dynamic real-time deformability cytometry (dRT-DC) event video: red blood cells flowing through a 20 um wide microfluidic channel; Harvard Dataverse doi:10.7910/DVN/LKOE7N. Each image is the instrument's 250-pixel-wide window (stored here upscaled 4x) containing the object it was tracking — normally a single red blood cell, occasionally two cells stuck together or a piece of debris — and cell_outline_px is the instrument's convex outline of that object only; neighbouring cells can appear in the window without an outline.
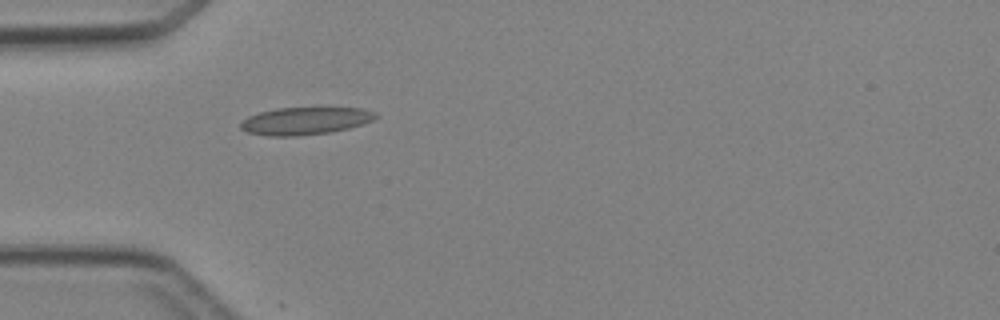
{"species": "Egyptian fruit bat (a non-hibernating species)", "species_latin": "Rousettus aegyptiacus", "temperature_condition": "cold", "stored_images_in_passage": 4, "camera_frame_rate_fps": 3000, "um_per_image_px": 0.085, "animal": {"sex": "female"}, "frame": {"image": 1, "passage_image": 4, "time_ms": 4.333, "image_size_px": [1000, 320], "cell_outline_px": [[380, 116], [364, 124], [332, 132], [296, 136], [268, 136], [248, 132], [240, 128], [240, 124], [248, 116], [260, 112], [276, 108], [364, 108], [376, 112]], "centroid_in_image_um": [25.98, 10.27], "position_along_channel_um": 59.0, "area_um2": 21.68}}